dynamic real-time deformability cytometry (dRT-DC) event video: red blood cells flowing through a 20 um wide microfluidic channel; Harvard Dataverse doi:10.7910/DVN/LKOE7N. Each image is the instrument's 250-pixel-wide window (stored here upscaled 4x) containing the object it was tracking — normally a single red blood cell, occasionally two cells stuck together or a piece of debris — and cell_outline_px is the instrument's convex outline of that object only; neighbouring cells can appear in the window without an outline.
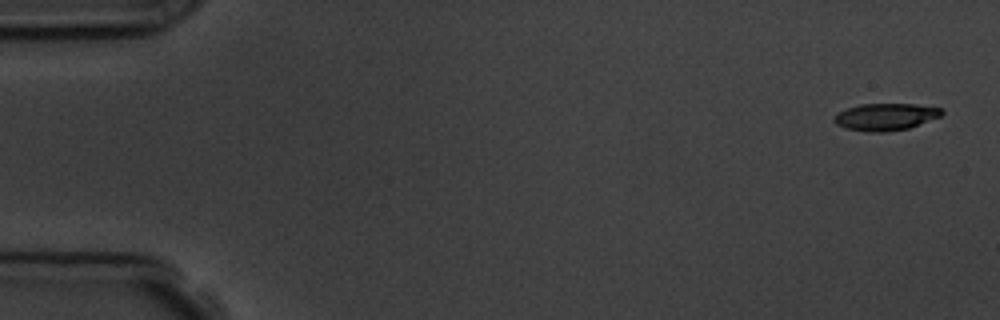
{"species": "common noctule bat (a hibernating species)", "species_latin": "Nyctalus noctula", "temperature_condition": "room temperature", "stored_images_in_passage": 5, "camera_frame_rate_fps": 3000, "um_per_image_px": 0.085, "animal": {"sex": "male", "body_mass_g": 19.5, "forearm_length_mm": 54.6}, "frame": {"image": 1, "passage_image": 1, "time_ms": 0.0, "image_size_px": [1000, 320], "cell_outline_px": [[944, 112], [940, 116], [908, 128], [884, 132], [868, 132], [848, 128], [836, 124], [832, 120], [832, 116], [848, 108], [860, 104], [916, 104], [940, 108]], "centroid_in_image_um": [75.25, 9.92], "position_along_channel_um": 9.8, "area_um2": 16.76}}
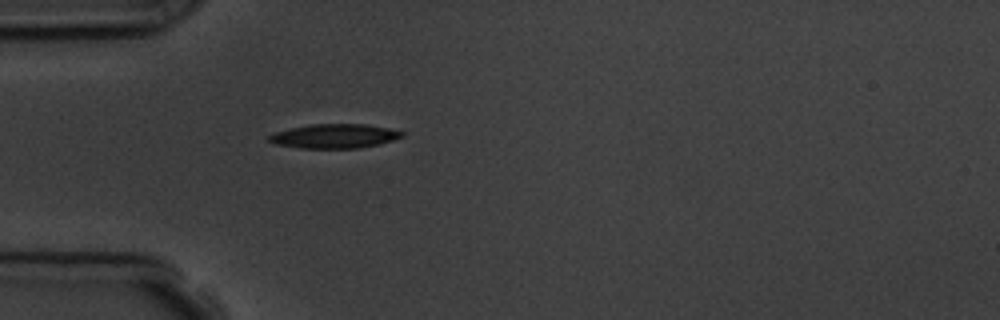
{"frame": {"image": 2, "passage_image": 5, "time_ms": 4.667, "image_size_px": [1000, 320], "cell_outline_px": [[404, 136], [392, 140], [376, 144], [356, 148], [300, 148], [276, 144], [268, 140], [268, 136], [276, 132], [308, 124], [364, 124], [388, 128], [404, 132]], "centroid_in_image_um": [28.41, 11.56], "position_along_channel_um": 56.6, "area_um2": 18.5}}